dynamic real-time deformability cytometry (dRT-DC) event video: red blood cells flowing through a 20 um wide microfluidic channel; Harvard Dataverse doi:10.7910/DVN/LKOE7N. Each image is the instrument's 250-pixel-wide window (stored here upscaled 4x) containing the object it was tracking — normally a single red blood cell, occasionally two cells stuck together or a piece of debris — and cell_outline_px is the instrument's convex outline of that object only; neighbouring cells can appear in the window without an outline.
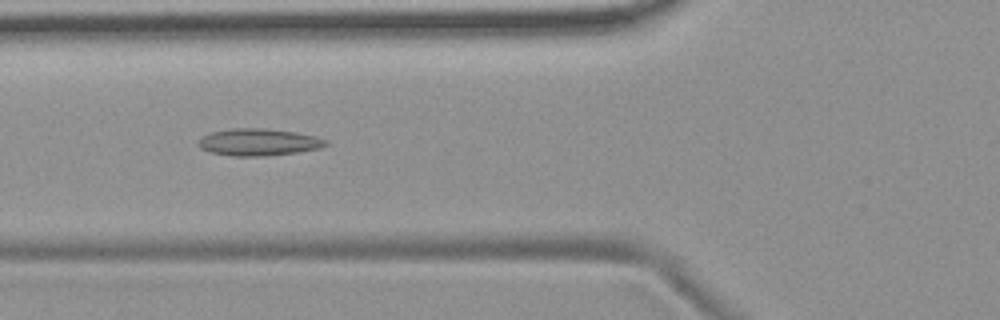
{"species": "common noctule bat (a hibernating species)", "species_latin": "Nyctalus noctula", "temperature_condition": "room temperature", "stored_images_in_passage": 7, "camera_frame_rate_fps": 3000, "um_per_image_px": 0.085, "animal": {"sex": "female", "body_mass_g": 19.9}, "frame": {"image": 1, "passage_image": 6, "time_ms": 6.0, "image_size_px": [1000, 320], "cell_outline_px": [[328, 144], [320, 148], [296, 152], [264, 156], [232, 156], [212, 152], [200, 148], [200, 136], [212, 132], [232, 128], [264, 128], [296, 132], [316, 136], [328, 140]], "centroid_in_image_um": [22.0, 12.07], "position_along_channel_um": 103.8, "area_um2": 20.0}}
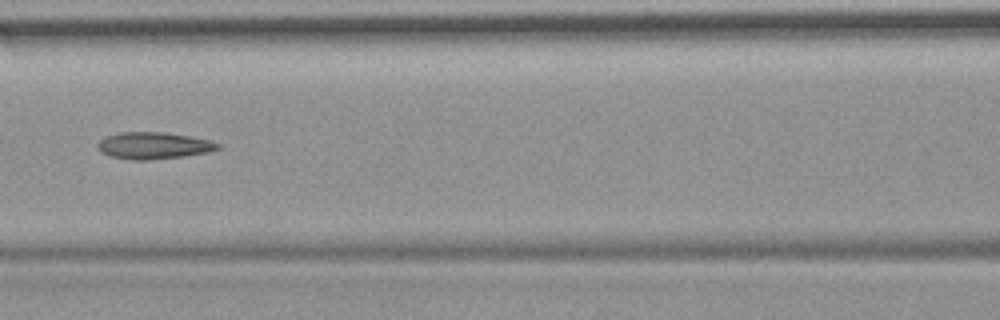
{"frame": {"image": 2, "passage_image": 7, "time_ms": 7.333, "image_size_px": [1000, 320], "cell_outline_px": [[220, 148], [208, 152], [184, 156], [148, 160], [132, 160], [108, 156], [100, 152], [96, 144], [104, 136], [120, 132], [164, 132], [188, 136], [208, 140], [220, 144]], "centroid_in_image_um": [12.99, 12.38], "position_along_channel_um": 153.6, "area_um2": 18.84}}